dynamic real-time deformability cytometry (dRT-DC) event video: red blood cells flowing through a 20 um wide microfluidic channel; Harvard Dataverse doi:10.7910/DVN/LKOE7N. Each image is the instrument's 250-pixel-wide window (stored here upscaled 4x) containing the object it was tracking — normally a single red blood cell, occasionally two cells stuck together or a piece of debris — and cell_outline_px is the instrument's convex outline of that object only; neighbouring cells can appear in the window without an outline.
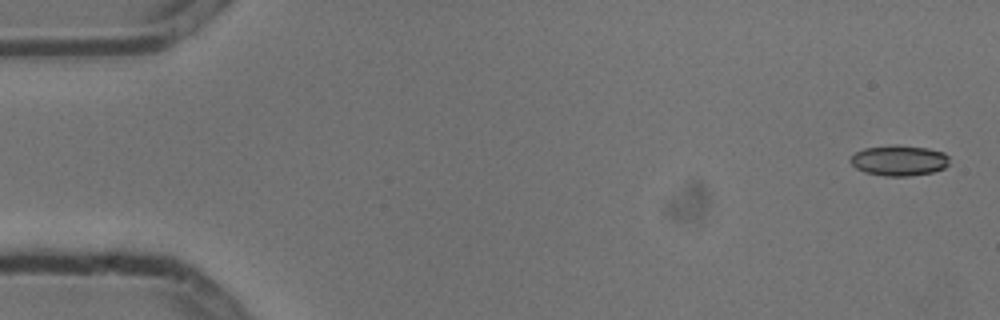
{"species": "common noctule bat (a hibernating species)", "species_latin": "Nyctalus noctula", "temperature_condition": "cold", "stored_images_in_passage": 6, "segment_of_instrument_passage": [2, 2], "camera_frame_rate_fps": 3000, "um_per_image_px": 0.085, "animal": {"sex": "male", "body_mass_g": 13.3}, "frame": {"image": 1, "passage_image": 6, "time_ms": 1.667, "image_size_px": [1000, 320], "cell_outline_px": [[948, 164], [944, 168], [932, 172], [908, 176], [884, 176], [864, 172], [856, 168], [848, 160], [856, 152], [864, 148], [896, 144], [928, 148], [944, 152], [948, 156]], "centroid_in_image_um": [76.41, 13.63], "position_along_channel_um": 8.6, "area_um2": 17.69}}